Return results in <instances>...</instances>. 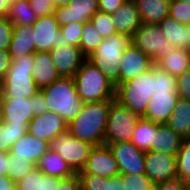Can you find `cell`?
<instances>
[{
    "mask_svg": "<svg viewBox=\"0 0 190 190\" xmlns=\"http://www.w3.org/2000/svg\"><path fill=\"white\" fill-rule=\"evenodd\" d=\"M125 190H154V183L145 174H122Z\"/></svg>",
    "mask_w": 190,
    "mask_h": 190,
    "instance_id": "41",
    "label": "cell"
},
{
    "mask_svg": "<svg viewBox=\"0 0 190 190\" xmlns=\"http://www.w3.org/2000/svg\"><path fill=\"white\" fill-rule=\"evenodd\" d=\"M47 102L48 111L59 114L68 124L81 112V101L73 77H61L39 89Z\"/></svg>",
    "mask_w": 190,
    "mask_h": 190,
    "instance_id": "2",
    "label": "cell"
},
{
    "mask_svg": "<svg viewBox=\"0 0 190 190\" xmlns=\"http://www.w3.org/2000/svg\"><path fill=\"white\" fill-rule=\"evenodd\" d=\"M84 23L72 22L60 26L62 45L79 47Z\"/></svg>",
    "mask_w": 190,
    "mask_h": 190,
    "instance_id": "40",
    "label": "cell"
},
{
    "mask_svg": "<svg viewBox=\"0 0 190 190\" xmlns=\"http://www.w3.org/2000/svg\"><path fill=\"white\" fill-rule=\"evenodd\" d=\"M158 123L139 118L137 121L131 143L143 152H149L157 130Z\"/></svg>",
    "mask_w": 190,
    "mask_h": 190,
    "instance_id": "31",
    "label": "cell"
},
{
    "mask_svg": "<svg viewBox=\"0 0 190 190\" xmlns=\"http://www.w3.org/2000/svg\"><path fill=\"white\" fill-rule=\"evenodd\" d=\"M183 138L175 133L166 123L159 124L154 133V139L150 151L176 155Z\"/></svg>",
    "mask_w": 190,
    "mask_h": 190,
    "instance_id": "25",
    "label": "cell"
},
{
    "mask_svg": "<svg viewBox=\"0 0 190 190\" xmlns=\"http://www.w3.org/2000/svg\"><path fill=\"white\" fill-rule=\"evenodd\" d=\"M127 0H99V11L112 14Z\"/></svg>",
    "mask_w": 190,
    "mask_h": 190,
    "instance_id": "49",
    "label": "cell"
},
{
    "mask_svg": "<svg viewBox=\"0 0 190 190\" xmlns=\"http://www.w3.org/2000/svg\"><path fill=\"white\" fill-rule=\"evenodd\" d=\"M169 17L181 24L190 25V4L171 0Z\"/></svg>",
    "mask_w": 190,
    "mask_h": 190,
    "instance_id": "42",
    "label": "cell"
},
{
    "mask_svg": "<svg viewBox=\"0 0 190 190\" xmlns=\"http://www.w3.org/2000/svg\"><path fill=\"white\" fill-rule=\"evenodd\" d=\"M177 176L188 182L190 180V138L183 139L176 154Z\"/></svg>",
    "mask_w": 190,
    "mask_h": 190,
    "instance_id": "38",
    "label": "cell"
},
{
    "mask_svg": "<svg viewBox=\"0 0 190 190\" xmlns=\"http://www.w3.org/2000/svg\"><path fill=\"white\" fill-rule=\"evenodd\" d=\"M188 27H189V41H190V25H188Z\"/></svg>",
    "mask_w": 190,
    "mask_h": 190,
    "instance_id": "59",
    "label": "cell"
},
{
    "mask_svg": "<svg viewBox=\"0 0 190 190\" xmlns=\"http://www.w3.org/2000/svg\"><path fill=\"white\" fill-rule=\"evenodd\" d=\"M53 2V5L56 8H60L63 6H68V4L72 1V0H51Z\"/></svg>",
    "mask_w": 190,
    "mask_h": 190,
    "instance_id": "54",
    "label": "cell"
},
{
    "mask_svg": "<svg viewBox=\"0 0 190 190\" xmlns=\"http://www.w3.org/2000/svg\"><path fill=\"white\" fill-rule=\"evenodd\" d=\"M154 190H187L186 182L179 177L154 185Z\"/></svg>",
    "mask_w": 190,
    "mask_h": 190,
    "instance_id": "47",
    "label": "cell"
},
{
    "mask_svg": "<svg viewBox=\"0 0 190 190\" xmlns=\"http://www.w3.org/2000/svg\"><path fill=\"white\" fill-rule=\"evenodd\" d=\"M168 43L174 47L190 51L189 27L177 22L171 17H166L158 24Z\"/></svg>",
    "mask_w": 190,
    "mask_h": 190,
    "instance_id": "27",
    "label": "cell"
},
{
    "mask_svg": "<svg viewBox=\"0 0 190 190\" xmlns=\"http://www.w3.org/2000/svg\"><path fill=\"white\" fill-rule=\"evenodd\" d=\"M14 25L7 17L0 18V49L8 50L13 34Z\"/></svg>",
    "mask_w": 190,
    "mask_h": 190,
    "instance_id": "44",
    "label": "cell"
},
{
    "mask_svg": "<svg viewBox=\"0 0 190 190\" xmlns=\"http://www.w3.org/2000/svg\"><path fill=\"white\" fill-rule=\"evenodd\" d=\"M155 66L171 76L178 77L190 69V51L176 47L169 56L160 59Z\"/></svg>",
    "mask_w": 190,
    "mask_h": 190,
    "instance_id": "29",
    "label": "cell"
},
{
    "mask_svg": "<svg viewBox=\"0 0 190 190\" xmlns=\"http://www.w3.org/2000/svg\"><path fill=\"white\" fill-rule=\"evenodd\" d=\"M36 164L30 160L16 157V155L8 152V177L15 183L30 173Z\"/></svg>",
    "mask_w": 190,
    "mask_h": 190,
    "instance_id": "36",
    "label": "cell"
},
{
    "mask_svg": "<svg viewBox=\"0 0 190 190\" xmlns=\"http://www.w3.org/2000/svg\"><path fill=\"white\" fill-rule=\"evenodd\" d=\"M12 58L8 50L0 49V82L5 78L11 66Z\"/></svg>",
    "mask_w": 190,
    "mask_h": 190,
    "instance_id": "50",
    "label": "cell"
},
{
    "mask_svg": "<svg viewBox=\"0 0 190 190\" xmlns=\"http://www.w3.org/2000/svg\"><path fill=\"white\" fill-rule=\"evenodd\" d=\"M145 175L154 184L177 178L176 155L145 152Z\"/></svg>",
    "mask_w": 190,
    "mask_h": 190,
    "instance_id": "11",
    "label": "cell"
},
{
    "mask_svg": "<svg viewBox=\"0 0 190 190\" xmlns=\"http://www.w3.org/2000/svg\"><path fill=\"white\" fill-rule=\"evenodd\" d=\"M8 51L12 60L25 55H33L35 53L33 27L27 25L14 26Z\"/></svg>",
    "mask_w": 190,
    "mask_h": 190,
    "instance_id": "23",
    "label": "cell"
},
{
    "mask_svg": "<svg viewBox=\"0 0 190 190\" xmlns=\"http://www.w3.org/2000/svg\"><path fill=\"white\" fill-rule=\"evenodd\" d=\"M112 101L84 103L79 115L68 124V132L93 146L103 145Z\"/></svg>",
    "mask_w": 190,
    "mask_h": 190,
    "instance_id": "1",
    "label": "cell"
},
{
    "mask_svg": "<svg viewBox=\"0 0 190 190\" xmlns=\"http://www.w3.org/2000/svg\"><path fill=\"white\" fill-rule=\"evenodd\" d=\"M186 185H187V190H190V180L186 182Z\"/></svg>",
    "mask_w": 190,
    "mask_h": 190,
    "instance_id": "58",
    "label": "cell"
},
{
    "mask_svg": "<svg viewBox=\"0 0 190 190\" xmlns=\"http://www.w3.org/2000/svg\"><path fill=\"white\" fill-rule=\"evenodd\" d=\"M93 147L92 144L73 137L68 131L49 142V150L57 152L76 174L85 168Z\"/></svg>",
    "mask_w": 190,
    "mask_h": 190,
    "instance_id": "9",
    "label": "cell"
},
{
    "mask_svg": "<svg viewBox=\"0 0 190 190\" xmlns=\"http://www.w3.org/2000/svg\"><path fill=\"white\" fill-rule=\"evenodd\" d=\"M108 146L118 163L120 174H145V152L131 142H116Z\"/></svg>",
    "mask_w": 190,
    "mask_h": 190,
    "instance_id": "10",
    "label": "cell"
},
{
    "mask_svg": "<svg viewBox=\"0 0 190 190\" xmlns=\"http://www.w3.org/2000/svg\"><path fill=\"white\" fill-rule=\"evenodd\" d=\"M154 95V65L143 74L121 83L116 88V100L140 118L144 116Z\"/></svg>",
    "mask_w": 190,
    "mask_h": 190,
    "instance_id": "6",
    "label": "cell"
},
{
    "mask_svg": "<svg viewBox=\"0 0 190 190\" xmlns=\"http://www.w3.org/2000/svg\"><path fill=\"white\" fill-rule=\"evenodd\" d=\"M67 131L68 123L59 114L50 111L34 116L28 124L29 134L48 143Z\"/></svg>",
    "mask_w": 190,
    "mask_h": 190,
    "instance_id": "13",
    "label": "cell"
},
{
    "mask_svg": "<svg viewBox=\"0 0 190 190\" xmlns=\"http://www.w3.org/2000/svg\"><path fill=\"white\" fill-rule=\"evenodd\" d=\"M0 175H8V152H0Z\"/></svg>",
    "mask_w": 190,
    "mask_h": 190,
    "instance_id": "52",
    "label": "cell"
},
{
    "mask_svg": "<svg viewBox=\"0 0 190 190\" xmlns=\"http://www.w3.org/2000/svg\"><path fill=\"white\" fill-rule=\"evenodd\" d=\"M33 60L32 76L39 89H42L61 78L55 68L54 62L52 61L50 52H35L33 54Z\"/></svg>",
    "mask_w": 190,
    "mask_h": 190,
    "instance_id": "21",
    "label": "cell"
},
{
    "mask_svg": "<svg viewBox=\"0 0 190 190\" xmlns=\"http://www.w3.org/2000/svg\"><path fill=\"white\" fill-rule=\"evenodd\" d=\"M132 43L152 59L153 65L169 56L176 48L168 43L158 25L145 23L133 34Z\"/></svg>",
    "mask_w": 190,
    "mask_h": 190,
    "instance_id": "8",
    "label": "cell"
},
{
    "mask_svg": "<svg viewBox=\"0 0 190 190\" xmlns=\"http://www.w3.org/2000/svg\"><path fill=\"white\" fill-rule=\"evenodd\" d=\"M33 55L13 59L5 78L0 82L2 99L32 98L39 92L32 76Z\"/></svg>",
    "mask_w": 190,
    "mask_h": 190,
    "instance_id": "4",
    "label": "cell"
},
{
    "mask_svg": "<svg viewBox=\"0 0 190 190\" xmlns=\"http://www.w3.org/2000/svg\"><path fill=\"white\" fill-rule=\"evenodd\" d=\"M171 0H134L142 23L158 25L169 16Z\"/></svg>",
    "mask_w": 190,
    "mask_h": 190,
    "instance_id": "26",
    "label": "cell"
},
{
    "mask_svg": "<svg viewBox=\"0 0 190 190\" xmlns=\"http://www.w3.org/2000/svg\"><path fill=\"white\" fill-rule=\"evenodd\" d=\"M10 4L7 0H0V18L7 17L9 12Z\"/></svg>",
    "mask_w": 190,
    "mask_h": 190,
    "instance_id": "53",
    "label": "cell"
},
{
    "mask_svg": "<svg viewBox=\"0 0 190 190\" xmlns=\"http://www.w3.org/2000/svg\"><path fill=\"white\" fill-rule=\"evenodd\" d=\"M90 22L104 39L117 33L109 13L97 11Z\"/></svg>",
    "mask_w": 190,
    "mask_h": 190,
    "instance_id": "39",
    "label": "cell"
},
{
    "mask_svg": "<svg viewBox=\"0 0 190 190\" xmlns=\"http://www.w3.org/2000/svg\"><path fill=\"white\" fill-rule=\"evenodd\" d=\"M158 93H177V80L154 65V94Z\"/></svg>",
    "mask_w": 190,
    "mask_h": 190,
    "instance_id": "37",
    "label": "cell"
},
{
    "mask_svg": "<svg viewBox=\"0 0 190 190\" xmlns=\"http://www.w3.org/2000/svg\"><path fill=\"white\" fill-rule=\"evenodd\" d=\"M51 190H81L78 175L66 179L51 177Z\"/></svg>",
    "mask_w": 190,
    "mask_h": 190,
    "instance_id": "43",
    "label": "cell"
},
{
    "mask_svg": "<svg viewBox=\"0 0 190 190\" xmlns=\"http://www.w3.org/2000/svg\"><path fill=\"white\" fill-rule=\"evenodd\" d=\"M0 190H16V183L7 175H0Z\"/></svg>",
    "mask_w": 190,
    "mask_h": 190,
    "instance_id": "51",
    "label": "cell"
},
{
    "mask_svg": "<svg viewBox=\"0 0 190 190\" xmlns=\"http://www.w3.org/2000/svg\"><path fill=\"white\" fill-rule=\"evenodd\" d=\"M120 64L119 85L148 71L153 66V61L131 43L123 52Z\"/></svg>",
    "mask_w": 190,
    "mask_h": 190,
    "instance_id": "16",
    "label": "cell"
},
{
    "mask_svg": "<svg viewBox=\"0 0 190 190\" xmlns=\"http://www.w3.org/2000/svg\"><path fill=\"white\" fill-rule=\"evenodd\" d=\"M83 171L103 178H111L120 174L118 163L108 145L94 146L89 154Z\"/></svg>",
    "mask_w": 190,
    "mask_h": 190,
    "instance_id": "14",
    "label": "cell"
},
{
    "mask_svg": "<svg viewBox=\"0 0 190 190\" xmlns=\"http://www.w3.org/2000/svg\"><path fill=\"white\" fill-rule=\"evenodd\" d=\"M177 1H180V2H184V3H188V4H190V0H177Z\"/></svg>",
    "mask_w": 190,
    "mask_h": 190,
    "instance_id": "56",
    "label": "cell"
},
{
    "mask_svg": "<svg viewBox=\"0 0 190 190\" xmlns=\"http://www.w3.org/2000/svg\"><path fill=\"white\" fill-rule=\"evenodd\" d=\"M28 132V125L0 123V152H10L12 145Z\"/></svg>",
    "mask_w": 190,
    "mask_h": 190,
    "instance_id": "34",
    "label": "cell"
},
{
    "mask_svg": "<svg viewBox=\"0 0 190 190\" xmlns=\"http://www.w3.org/2000/svg\"><path fill=\"white\" fill-rule=\"evenodd\" d=\"M48 149V142L40 140L27 132L12 145L10 153L16 155V157H21L37 164L38 160Z\"/></svg>",
    "mask_w": 190,
    "mask_h": 190,
    "instance_id": "22",
    "label": "cell"
},
{
    "mask_svg": "<svg viewBox=\"0 0 190 190\" xmlns=\"http://www.w3.org/2000/svg\"><path fill=\"white\" fill-rule=\"evenodd\" d=\"M81 190H125L122 174L111 178H103L92 174H86L83 170L77 173Z\"/></svg>",
    "mask_w": 190,
    "mask_h": 190,
    "instance_id": "30",
    "label": "cell"
},
{
    "mask_svg": "<svg viewBox=\"0 0 190 190\" xmlns=\"http://www.w3.org/2000/svg\"><path fill=\"white\" fill-rule=\"evenodd\" d=\"M139 118L129 108L114 99L110 106L107 119L104 144L110 145L116 142H130Z\"/></svg>",
    "mask_w": 190,
    "mask_h": 190,
    "instance_id": "7",
    "label": "cell"
},
{
    "mask_svg": "<svg viewBox=\"0 0 190 190\" xmlns=\"http://www.w3.org/2000/svg\"><path fill=\"white\" fill-rule=\"evenodd\" d=\"M16 190H51V177L35 167L16 183Z\"/></svg>",
    "mask_w": 190,
    "mask_h": 190,
    "instance_id": "33",
    "label": "cell"
},
{
    "mask_svg": "<svg viewBox=\"0 0 190 190\" xmlns=\"http://www.w3.org/2000/svg\"><path fill=\"white\" fill-rule=\"evenodd\" d=\"M99 11V0H72L68 6L56 8L53 15L59 27L72 22L87 23Z\"/></svg>",
    "mask_w": 190,
    "mask_h": 190,
    "instance_id": "15",
    "label": "cell"
},
{
    "mask_svg": "<svg viewBox=\"0 0 190 190\" xmlns=\"http://www.w3.org/2000/svg\"><path fill=\"white\" fill-rule=\"evenodd\" d=\"M7 18L14 26H32L38 19L28 0H19L10 4Z\"/></svg>",
    "mask_w": 190,
    "mask_h": 190,
    "instance_id": "32",
    "label": "cell"
},
{
    "mask_svg": "<svg viewBox=\"0 0 190 190\" xmlns=\"http://www.w3.org/2000/svg\"><path fill=\"white\" fill-rule=\"evenodd\" d=\"M32 27L35 52H50L52 49L62 46L60 27L53 14L38 17Z\"/></svg>",
    "mask_w": 190,
    "mask_h": 190,
    "instance_id": "12",
    "label": "cell"
},
{
    "mask_svg": "<svg viewBox=\"0 0 190 190\" xmlns=\"http://www.w3.org/2000/svg\"><path fill=\"white\" fill-rule=\"evenodd\" d=\"M52 61L61 77H74L86 57L79 47L62 45L50 51Z\"/></svg>",
    "mask_w": 190,
    "mask_h": 190,
    "instance_id": "17",
    "label": "cell"
},
{
    "mask_svg": "<svg viewBox=\"0 0 190 190\" xmlns=\"http://www.w3.org/2000/svg\"><path fill=\"white\" fill-rule=\"evenodd\" d=\"M73 79L84 103L116 99L115 85L87 58Z\"/></svg>",
    "mask_w": 190,
    "mask_h": 190,
    "instance_id": "3",
    "label": "cell"
},
{
    "mask_svg": "<svg viewBox=\"0 0 190 190\" xmlns=\"http://www.w3.org/2000/svg\"><path fill=\"white\" fill-rule=\"evenodd\" d=\"M178 98L177 93L154 94L142 118L158 124L167 123L174 111Z\"/></svg>",
    "mask_w": 190,
    "mask_h": 190,
    "instance_id": "19",
    "label": "cell"
},
{
    "mask_svg": "<svg viewBox=\"0 0 190 190\" xmlns=\"http://www.w3.org/2000/svg\"><path fill=\"white\" fill-rule=\"evenodd\" d=\"M166 124L183 139L190 138V101L179 97Z\"/></svg>",
    "mask_w": 190,
    "mask_h": 190,
    "instance_id": "28",
    "label": "cell"
},
{
    "mask_svg": "<svg viewBox=\"0 0 190 190\" xmlns=\"http://www.w3.org/2000/svg\"><path fill=\"white\" fill-rule=\"evenodd\" d=\"M37 17L53 14L56 7L51 0H28Z\"/></svg>",
    "mask_w": 190,
    "mask_h": 190,
    "instance_id": "45",
    "label": "cell"
},
{
    "mask_svg": "<svg viewBox=\"0 0 190 190\" xmlns=\"http://www.w3.org/2000/svg\"><path fill=\"white\" fill-rule=\"evenodd\" d=\"M131 43V36L116 33L105 38L97 49L87 57L115 85V88L119 86L121 56Z\"/></svg>",
    "mask_w": 190,
    "mask_h": 190,
    "instance_id": "5",
    "label": "cell"
},
{
    "mask_svg": "<svg viewBox=\"0 0 190 190\" xmlns=\"http://www.w3.org/2000/svg\"><path fill=\"white\" fill-rule=\"evenodd\" d=\"M31 103H33V115H41L48 111L47 102L44 95L39 91L31 98Z\"/></svg>",
    "mask_w": 190,
    "mask_h": 190,
    "instance_id": "48",
    "label": "cell"
},
{
    "mask_svg": "<svg viewBox=\"0 0 190 190\" xmlns=\"http://www.w3.org/2000/svg\"><path fill=\"white\" fill-rule=\"evenodd\" d=\"M176 80L178 96L190 101V69L176 77Z\"/></svg>",
    "mask_w": 190,
    "mask_h": 190,
    "instance_id": "46",
    "label": "cell"
},
{
    "mask_svg": "<svg viewBox=\"0 0 190 190\" xmlns=\"http://www.w3.org/2000/svg\"><path fill=\"white\" fill-rule=\"evenodd\" d=\"M31 98L2 99L1 120L6 125H28L34 118Z\"/></svg>",
    "mask_w": 190,
    "mask_h": 190,
    "instance_id": "18",
    "label": "cell"
},
{
    "mask_svg": "<svg viewBox=\"0 0 190 190\" xmlns=\"http://www.w3.org/2000/svg\"><path fill=\"white\" fill-rule=\"evenodd\" d=\"M2 115V94L0 93V118Z\"/></svg>",
    "mask_w": 190,
    "mask_h": 190,
    "instance_id": "55",
    "label": "cell"
},
{
    "mask_svg": "<svg viewBox=\"0 0 190 190\" xmlns=\"http://www.w3.org/2000/svg\"><path fill=\"white\" fill-rule=\"evenodd\" d=\"M16 1H19V0H7V2H8L9 4H12V3L16 2Z\"/></svg>",
    "mask_w": 190,
    "mask_h": 190,
    "instance_id": "57",
    "label": "cell"
},
{
    "mask_svg": "<svg viewBox=\"0 0 190 190\" xmlns=\"http://www.w3.org/2000/svg\"><path fill=\"white\" fill-rule=\"evenodd\" d=\"M36 167L44 175L59 179H66L76 175L68 163L57 152L49 149L38 160Z\"/></svg>",
    "mask_w": 190,
    "mask_h": 190,
    "instance_id": "24",
    "label": "cell"
},
{
    "mask_svg": "<svg viewBox=\"0 0 190 190\" xmlns=\"http://www.w3.org/2000/svg\"><path fill=\"white\" fill-rule=\"evenodd\" d=\"M103 41L104 38L90 21L84 23L79 48L86 58L89 57Z\"/></svg>",
    "mask_w": 190,
    "mask_h": 190,
    "instance_id": "35",
    "label": "cell"
},
{
    "mask_svg": "<svg viewBox=\"0 0 190 190\" xmlns=\"http://www.w3.org/2000/svg\"><path fill=\"white\" fill-rule=\"evenodd\" d=\"M111 16L117 33L131 37L142 24L139 10L134 0H127Z\"/></svg>",
    "mask_w": 190,
    "mask_h": 190,
    "instance_id": "20",
    "label": "cell"
}]
</instances>
